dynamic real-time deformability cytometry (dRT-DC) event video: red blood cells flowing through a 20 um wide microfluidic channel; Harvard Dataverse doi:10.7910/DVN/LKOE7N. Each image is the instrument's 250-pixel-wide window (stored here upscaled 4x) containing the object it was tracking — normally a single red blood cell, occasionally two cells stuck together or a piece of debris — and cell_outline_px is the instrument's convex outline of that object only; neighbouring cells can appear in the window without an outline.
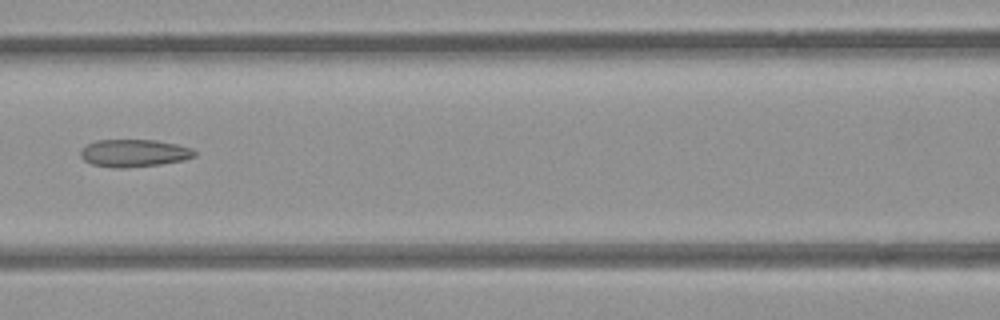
{"species": "common noctule bat (a hibernating species)", "species_latin": "Nyctalus noctula", "temperature_condition": "room temperature", "stored_images_in_passage": 3, "camera_frame_rate_fps": 3000, "um_per_image_px": 0.085, "animal": {"sex": "female", "body_mass_g": 21.9}, "frame": {"image": 1, "passage_image": 3, "time_ms": 0.667, "image_size_px": [1000, 320], "cell_outline_px": [[196, 156], [184, 160], [160, 164], [124, 168], [112, 168], [92, 164], [84, 160], [80, 156], [80, 152], [88, 144], [96, 140], [156, 140], [176, 144], [192, 148], [196, 152]], "centroid_in_image_um": [11.41, 13.02], "position_along_channel_um": 155.2, "area_um2": 18.26}}